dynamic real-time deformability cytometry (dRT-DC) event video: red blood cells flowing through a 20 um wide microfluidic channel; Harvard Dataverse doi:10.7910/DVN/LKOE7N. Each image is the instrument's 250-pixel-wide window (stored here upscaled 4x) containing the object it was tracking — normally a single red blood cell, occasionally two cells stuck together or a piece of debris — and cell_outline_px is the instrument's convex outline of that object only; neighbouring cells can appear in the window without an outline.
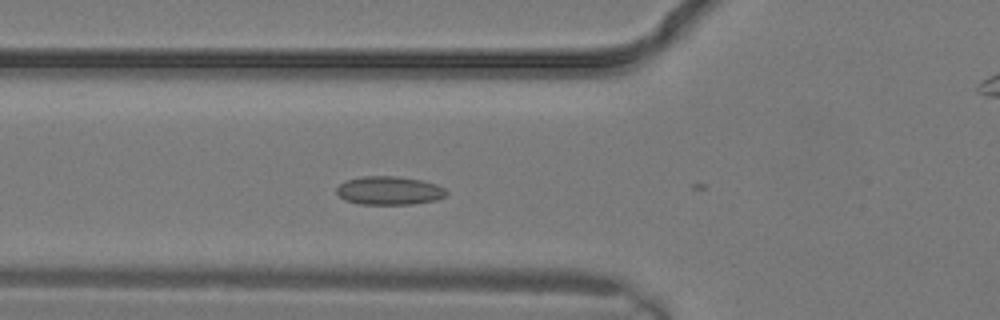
{"species": "common noctule bat (a hibernating species)", "species_latin": "Nyctalus noctula", "temperature_condition": "warm", "stored_images_in_passage": 5, "camera_frame_rate_fps": 3000, "um_per_image_px": 0.085, "animal": {"sex": "male", "body_mass_g": 19.2, "forearm_length_mm": 51.8}, "frame": {"image": 1, "passage_image": 4, "time_ms": 1.0, "image_size_px": [1000, 320], "cell_outline_px": [[448, 192], [444, 196], [436, 200], [412, 204], [360, 204], [344, 200], [336, 192], [336, 188], [344, 180], [364, 176], [396, 176], [420, 180], [436, 184], [444, 188]], "centroid_in_image_um": [33.06, 16.2], "position_along_channel_um": 92.7, "area_um2": 18.21}}